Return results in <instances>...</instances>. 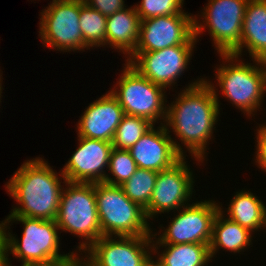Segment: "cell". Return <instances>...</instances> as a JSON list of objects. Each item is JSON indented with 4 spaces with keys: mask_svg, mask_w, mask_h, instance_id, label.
<instances>
[{
    "mask_svg": "<svg viewBox=\"0 0 266 266\" xmlns=\"http://www.w3.org/2000/svg\"><path fill=\"white\" fill-rule=\"evenodd\" d=\"M213 84L205 77L191 82L180 91L175 102L167 105L163 123L198 163L205 160L206 147L213 138L220 114L219 94Z\"/></svg>",
    "mask_w": 266,
    "mask_h": 266,
    "instance_id": "obj_1",
    "label": "cell"
},
{
    "mask_svg": "<svg viewBox=\"0 0 266 266\" xmlns=\"http://www.w3.org/2000/svg\"><path fill=\"white\" fill-rule=\"evenodd\" d=\"M56 173L43 158L24 162L5 184L8 194L19 203L8 217L55 220L63 189L61 183L67 181L62 172ZM61 179L64 181L60 182Z\"/></svg>",
    "mask_w": 266,
    "mask_h": 266,
    "instance_id": "obj_2",
    "label": "cell"
},
{
    "mask_svg": "<svg viewBox=\"0 0 266 266\" xmlns=\"http://www.w3.org/2000/svg\"><path fill=\"white\" fill-rule=\"evenodd\" d=\"M219 56L223 63L216 68L215 76L221 95L233 106L241 109L240 111L247 117H251L261 108L265 96L266 61L252 59L255 63L252 65L240 60L239 56L234 54H219Z\"/></svg>",
    "mask_w": 266,
    "mask_h": 266,
    "instance_id": "obj_3",
    "label": "cell"
},
{
    "mask_svg": "<svg viewBox=\"0 0 266 266\" xmlns=\"http://www.w3.org/2000/svg\"><path fill=\"white\" fill-rule=\"evenodd\" d=\"M60 197L56 224L59 229L84 238L77 250L85 252L102 237L95 197V183L66 181Z\"/></svg>",
    "mask_w": 266,
    "mask_h": 266,
    "instance_id": "obj_4",
    "label": "cell"
},
{
    "mask_svg": "<svg viewBox=\"0 0 266 266\" xmlns=\"http://www.w3.org/2000/svg\"><path fill=\"white\" fill-rule=\"evenodd\" d=\"M17 221L23 224L22 240L12 235L9 230L6 232L7 229H10L12 222ZM58 231L60 229L55 220H43L24 216L5 218L0 223V236L5 243L6 264H10L8 254H12L19 261L21 260V266L64 255L60 254Z\"/></svg>",
    "mask_w": 266,
    "mask_h": 266,
    "instance_id": "obj_5",
    "label": "cell"
},
{
    "mask_svg": "<svg viewBox=\"0 0 266 266\" xmlns=\"http://www.w3.org/2000/svg\"><path fill=\"white\" fill-rule=\"evenodd\" d=\"M95 197L102 236H152L144 209L121 186L95 183Z\"/></svg>",
    "mask_w": 266,
    "mask_h": 266,
    "instance_id": "obj_6",
    "label": "cell"
},
{
    "mask_svg": "<svg viewBox=\"0 0 266 266\" xmlns=\"http://www.w3.org/2000/svg\"><path fill=\"white\" fill-rule=\"evenodd\" d=\"M116 84L110 93L118 100L124 114L142 117L154 125L158 120L165 121V88L140 75L127 62Z\"/></svg>",
    "mask_w": 266,
    "mask_h": 266,
    "instance_id": "obj_7",
    "label": "cell"
},
{
    "mask_svg": "<svg viewBox=\"0 0 266 266\" xmlns=\"http://www.w3.org/2000/svg\"><path fill=\"white\" fill-rule=\"evenodd\" d=\"M248 1L209 0L201 12L202 15H199L203 23L194 15L196 40L207 27L217 53L232 54L241 44L243 19Z\"/></svg>",
    "mask_w": 266,
    "mask_h": 266,
    "instance_id": "obj_8",
    "label": "cell"
},
{
    "mask_svg": "<svg viewBox=\"0 0 266 266\" xmlns=\"http://www.w3.org/2000/svg\"><path fill=\"white\" fill-rule=\"evenodd\" d=\"M40 14L38 36L45 47L62 52L90 49L80 29V0H52Z\"/></svg>",
    "mask_w": 266,
    "mask_h": 266,
    "instance_id": "obj_9",
    "label": "cell"
},
{
    "mask_svg": "<svg viewBox=\"0 0 266 266\" xmlns=\"http://www.w3.org/2000/svg\"><path fill=\"white\" fill-rule=\"evenodd\" d=\"M215 202L197 201L180 208L162 234L159 231L158 239L157 233L152 234V244H210L213 221L220 210V205Z\"/></svg>",
    "mask_w": 266,
    "mask_h": 266,
    "instance_id": "obj_10",
    "label": "cell"
},
{
    "mask_svg": "<svg viewBox=\"0 0 266 266\" xmlns=\"http://www.w3.org/2000/svg\"><path fill=\"white\" fill-rule=\"evenodd\" d=\"M196 43H184L151 52H133L125 62L163 88L175 86L191 60ZM183 72V73H182Z\"/></svg>",
    "mask_w": 266,
    "mask_h": 266,
    "instance_id": "obj_11",
    "label": "cell"
},
{
    "mask_svg": "<svg viewBox=\"0 0 266 266\" xmlns=\"http://www.w3.org/2000/svg\"><path fill=\"white\" fill-rule=\"evenodd\" d=\"M113 238L102 236L95 241L84 252L85 262L89 266H142L153 255L152 236Z\"/></svg>",
    "mask_w": 266,
    "mask_h": 266,
    "instance_id": "obj_12",
    "label": "cell"
},
{
    "mask_svg": "<svg viewBox=\"0 0 266 266\" xmlns=\"http://www.w3.org/2000/svg\"><path fill=\"white\" fill-rule=\"evenodd\" d=\"M185 159L183 157L171 168L158 172L149 205L144 210L147 219L189 205L195 180Z\"/></svg>",
    "mask_w": 266,
    "mask_h": 266,
    "instance_id": "obj_13",
    "label": "cell"
},
{
    "mask_svg": "<svg viewBox=\"0 0 266 266\" xmlns=\"http://www.w3.org/2000/svg\"><path fill=\"white\" fill-rule=\"evenodd\" d=\"M190 13L141 20L140 36L134 52H151L184 43H197L194 16Z\"/></svg>",
    "mask_w": 266,
    "mask_h": 266,
    "instance_id": "obj_14",
    "label": "cell"
},
{
    "mask_svg": "<svg viewBox=\"0 0 266 266\" xmlns=\"http://www.w3.org/2000/svg\"><path fill=\"white\" fill-rule=\"evenodd\" d=\"M154 127L148 130L129 152L138 168L160 172L171 168L187 155L163 123H160L157 129Z\"/></svg>",
    "mask_w": 266,
    "mask_h": 266,
    "instance_id": "obj_15",
    "label": "cell"
},
{
    "mask_svg": "<svg viewBox=\"0 0 266 266\" xmlns=\"http://www.w3.org/2000/svg\"><path fill=\"white\" fill-rule=\"evenodd\" d=\"M79 146L68 159L63 173L69 182L100 183L106 177L112 142L78 136Z\"/></svg>",
    "mask_w": 266,
    "mask_h": 266,
    "instance_id": "obj_16",
    "label": "cell"
},
{
    "mask_svg": "<svg viewBox=\"0 0 266 266\" xmlns=\"http://www.w3.org/2000/svg\"><path fill=\"white\" fill-rule=\"evenodd\" d=\"M123 115V108L108 91L83 112L77 124V136L112 142Z\"/></svg>",
    "mask_w": 266,
    "mask_h": 266,
    "instance_id": "obj_17",
    "label": "cell"
},
{
    "mask_svg": "<svg viewBox=\"0 0 266 266\" xmlns=\"http://www.w3.org/2000/svg\"><path fill=\"white\" fill-rule=\"evenodd\" d=\"M243 48L252 59L266 61V0H249L246 5L241 44L232 54L241 57Z\"/></svg>",
    "mask_w": 266,
    "mask_h": 266,
    "instance_id": "obj_18",
    "label": "cell"
},
{
    "mask_svg": "<svg viewBox=\"0 0 266 266\" xmlns=\"http://www.w3.org/2000/svg\"><path fill=\"white\" fill-rule=\"evenodd\" d=\"M128 7L106 19V45L115 48L127 55V58L135 51L139 36L141 19L135 6Z\"/></svg>",
    "mask_w": 266,
    "mask_h": 266,
    "instance_id": "obj_19",
    "label": "cell"
},
{
    "mask_svg": "<svg viewBox=\"0 0 266 266\" xmlns=\"http://www.w3.org/2000/svg\"><path fill=\"white\" fill-rule=\"evenodd\" d=\"M222 204L212 225V237L209 244L211 259L219 249L230 253L244 252L252 243V232L238 223L228 219L223 211ZM226 217V218H225Z\"/></svg>",
    "mask_w": 266,
    "mask_h": 266,
    "instance_id": "obj_20",
    "label": "cell"
},
{
    "mask_svg": "<svg viewBox=\"0 0 266 266\" xmlns=\"http://www.w3.org/2000/svg\"><path fill=\"white\" fill-rule=\"evenodd\" d=\"M227 218L251 232L266 228V205L253 193L241 190L229 202Z\"/></svg>",
    "mask_w": 266,
    "mask_h": 266,
    "instance_id": "obj_21",
    "label": "cell"
},
{
    "mask_svg": "<svg viewBox=\"0 0 266 266\" xmlns=\"http://www.w3.org/2000/svg\"><path fill=\"white\" fill-rule=\"evenodd\" d=\"M161 246L165 248L162 254L157 251ZM152 249L153 254L158 252L156 257L162 266H208L212 260L209 244H152Z\"/></svg>",
    "mask_w": 266,
    "mask_h": 266,
    "instance_id": "obj_22",
    "label": "cell"
},
{
    "mask_svg": "<svg viewBox=\"0 0 266 266\" xmlns=\"http://www.w3.org/2000/svg\"><path fill=\"white\" fill-rule=\"evenodd\" d=\"M106 19L107 16L88 7L83 0H80V29L84 43L89 48H100L106 45Z\"/></svg>",
    "mask_w": 266,
    "mask_h": 266,
    "instance_id": "obj_23",
    "label": "cell"
},
{
    "mask_svg": "<svg viewBox=\"0 0 266 266\" xmlns=\"http://www.w3.org/2000/svg\"><path fill=\"white\" fill-rule=\"evenodd\" d=\"M158 172L138 168L121 186L124 194L142 209H146L151 199Z\"/></svg>",
    "mask_w": 266,
    "mask_h": 266,
    "instance_id": "obj_24",
    "label": "cell"
},
{
    "mask_svg": "<svg viewBox=\"0 0 266 266\" xmlns=\"http://www.w3.org/2000/svg\"><path fill=\"white\" fill-rule=\"evenodd\" d=\"M153 126L147 119L124 114L112 141L113 148L129 150Z\"/></svg>",
    "mask_w": 266,
    "mask_h": 266,
    "instance_id": "obj_25",
    "label": "cell"
},
{
    "mask_svg": "<svg viewBox=\"0 0 266 266\" xmlns=\"http://www.w3.org/2000/svg\"><path fill=\"white\" fill-rule=\"evenodd\" d=\"M113 176L107 174L104 182L111 185H122L138 169L129 150L112 148L107 168Z\"/></svg>",
    "mask_w": 266,
    "mask_h": 266,
    "instance_id": "obj_26",
    "label": "cell"
},
{
    "mask_svg": "<svg viewBox=\"0 0 266 266\" xmlns=\"http://www.w3.org/2000/svg\"><path fill=\"white\" fill-rule=\"evenodd\" d=\"M184 0H142L135 5L137 14L141 20L158 16L188 13L183 10Z\"/></svg>",
    "mask_w": 266,
    "mask_h": 266,
    "instance_id": "obj_27",
    "label": "cell"
},
{
    "mask_svg": "<svg viewBox=\"0 0 266 266\" xmlns=\"http://www.w3.org/2000/svg\"><path fill=\"white\" fill-rule=\"evenodd\" d=\"M76 252L77 250L48 260L32 262L26 266H82L85 258Z\"/></svg>",
    "mask_w": 266,
    "mask_h": 266,
    "instance_id": "obj_28",
    "label": "cell"
},
{
    "mask_svg": "<svg viewBox=\"0 0 266 266\" xmlns=\"http://www.w3.org/2000/svg\"><path fill=\"white\" fill-rule=\"evenodd\" d=\"M84 3L105 16L125 9L124 0H83Z\"/></svg>",
    "mask_w": 266,
    "mask_h": 266,
    "instance_id": "obj_29",
    "label": "cell"
},
{
    "mask_svg": "<svg viewBox=\"0 0 266 266\" xmlns=\"http://www.w3.org/2000/svg\"><path fill=\"white\" fill-rule=\"evenodd\" d=\"M261 125V126H260ZM259 129H257V136H256V152H255V164L258 165V167L261 170H264L266 172V124H260Z\"/></svg>",
    "mask_w": 266,
    "mask_h": 266,
    "instance_id": "obj_30",
    "label": "cell"
},
{
    "mask_svg": "<svg viewBox=\"0 0 266 266\" xmlns=\"http://www.w3.org/2000/svg\"><path fill=\"white\" fill-rule=\"evenodd\" d=\"M0 266H6L5 243L0 236Z\"/></svg>",
    "mask_w": 266,
    "mask_h": 266,
    "instance_id": "obj_31",
    "label": "cell"
},
{
    "mask_svg": "<svg viewBox=\"0 0 266 266\" xmlns=\"http://www.w3.org/2000/svg\"><path fill=\"white\" fill-rule=\"evenodd\" d=\"M142 266H162V265L158 260L154 261L153 257L150 256Z\"/></svg>",
    "mask_w": 266,
    "mask_h": 266,
    "instance_id": "obj_32",
    "label": "cell"
},
{
    "mask_svg": "<svg viewBox=\"0 0 266 266\" xmlns=\"http://www.w3.org/2000/svg\"><path fill=\"white\" fill-rule=\"evenodd\" d=\"M0 71H1V70H0ZM1 74H2V73L0 72V102H1V96H2L1 93H2V91H3V90H2V89H3V88H2V82H1V81H3V80H2L3 78L1 77V76H2ZM0 106H1V105H0Z\"/></svg>",
    "mask_w": 266,
    "mask_h": 266,
    "instance_id": "obj_33",
    "label": "cell"
},
{
    "mask_svg": "<svg viewBox=\"0 0 266 266\" xmlns=\"http://www.w3.org/2000/svg\"><path fill=\"white\" fill-rule=\"evenodd\" d=\"M82 266H89V265L84 261Z\"/></svg>",
    "mask_w": 266,
    "mask_h": 266,
    "instance_id": "obj_34",
    "label": "cell"
}]
</instances>
